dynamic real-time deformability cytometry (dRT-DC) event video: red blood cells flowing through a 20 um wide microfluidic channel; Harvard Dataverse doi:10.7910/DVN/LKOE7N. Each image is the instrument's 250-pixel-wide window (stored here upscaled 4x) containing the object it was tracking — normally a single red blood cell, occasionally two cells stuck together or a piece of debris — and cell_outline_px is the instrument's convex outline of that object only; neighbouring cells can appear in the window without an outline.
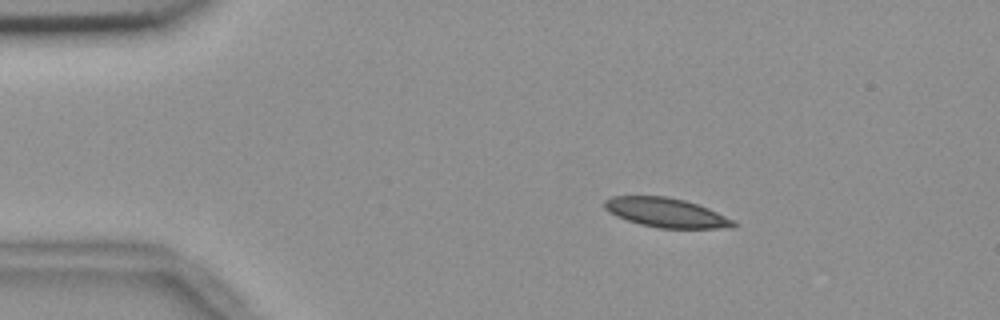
{"species": "common noctule bat (a hibernating species)", "species_latin": "Nyctalus noctula", "temperature_condition": "room temperature", "stored_images_in_passage": 3, "camera_frame_rate_fps": 3000, "um_per_image_px": 0.085, "animal": {"sex": "female", "body_mass_g": 18.4}, "frame": {"image": 1, "passage_image": 1, "time_ms": 0.0, "image_size_px": [1000, 320], "cell_outline_px": [[736, 228], [660, 228], [640, 224], [616, 216], [604, 208], [604, 200], [612, 196], [668, 196], [684, 200], [708, 208], [732, 220], [736, 224]], "centroid_in_image_um": [56.6, 18.07], "position_along_channel_um": 28.4, "area_um2": 21.85}}
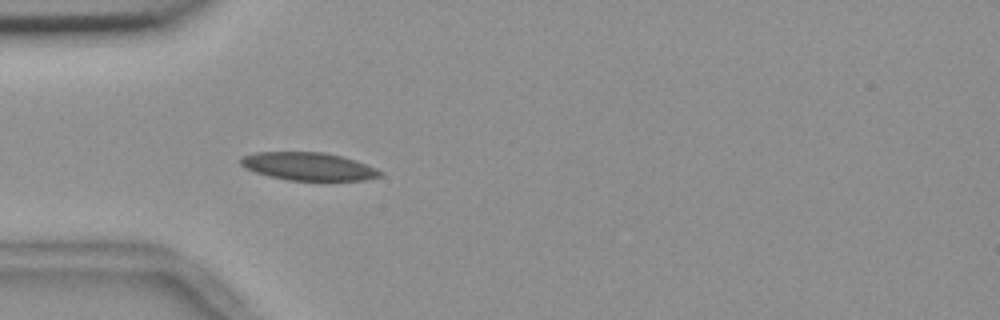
{"frame": {"image": 2, "passage_image": 3, "time_ms": 0.667, "image_size_px": [1000, 320], "cell_outline_px": [[384, 176], [364, 180], [288, 180], [268, 176], [244, 168], [240, 164], [240, 156], [256, 152], [324, 152], [340, 156], [376, 168], [384, 172]], "centroid_in_image_um": [26.19, 14.14], "position_along_channel_um": 58.8, "area_um2": 22.66}}